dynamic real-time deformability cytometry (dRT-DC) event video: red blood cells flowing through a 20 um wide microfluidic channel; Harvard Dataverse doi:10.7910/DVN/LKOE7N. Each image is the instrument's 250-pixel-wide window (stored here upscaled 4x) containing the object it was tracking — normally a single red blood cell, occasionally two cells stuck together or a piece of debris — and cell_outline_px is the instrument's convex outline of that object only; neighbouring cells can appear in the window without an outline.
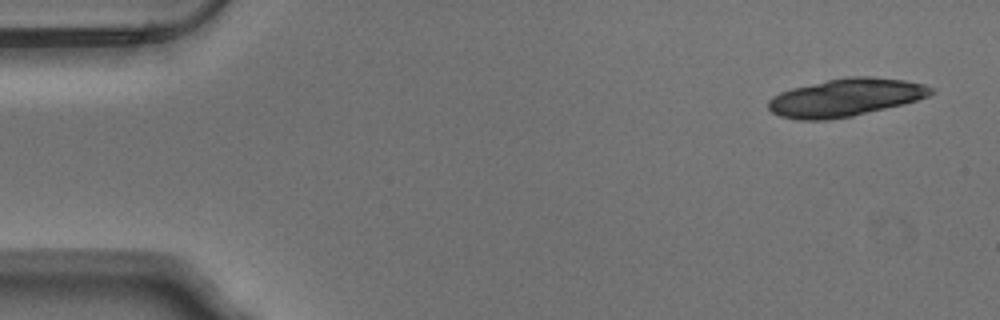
{"species": "Egyptian fruit bat (a non-hibernating species)", "species_latin": "Rousettus aegyptiacus", "temperature_condition": "warm", "stored_images_in_passage": 16, "camera_frame_rate_fps": 3000, "um_per_image_px": 0.085, "animal": {"sex": "male"}, "frame": {"image": 1, "passage_image": 1, "time_ms": 0.0, "image_size_px": [1000, 320], "cell_outline_px": [[936, 92], [928, 96], [904, 104], [852, 116], [828, 120], [800, 120], [780, 116], [772, 112], [768, 108], [768, 100], [772, 96], [780, 92], [792, 88], [828, 80], [848, 76], [872, 76], [904, 80], [924, 84], [936, 88]], "centroid_in_image_um": [71.9, 8.29], "position_along_channel_um": 13.1, "area_um2": 35.95}}